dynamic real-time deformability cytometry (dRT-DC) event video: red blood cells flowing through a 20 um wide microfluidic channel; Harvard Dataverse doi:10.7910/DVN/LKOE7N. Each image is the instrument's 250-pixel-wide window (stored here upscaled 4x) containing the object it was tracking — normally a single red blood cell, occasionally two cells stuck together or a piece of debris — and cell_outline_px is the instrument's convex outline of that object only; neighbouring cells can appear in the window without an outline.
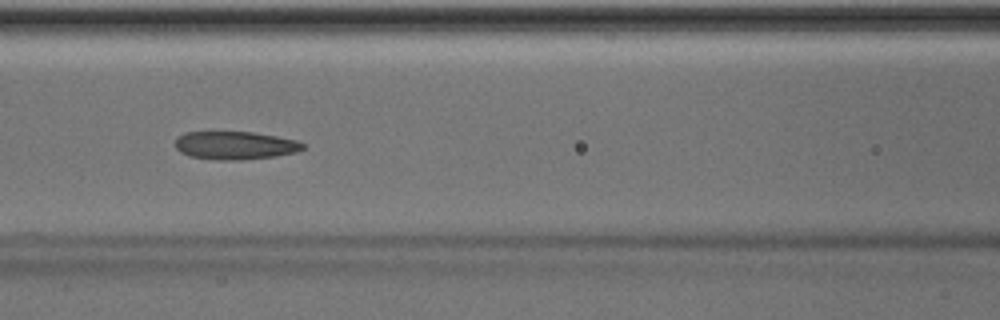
{"species": "Egyptian fruit bat (a non-hibernating species)", "species_latin": "Rousettus aegyptiacus", "temperature_condition": "room temperature", "stored_images_in_passage": 50, "camera_frame_rate_fps": 3000, "um_per_image_px": 0.085, "animal": {"sex": "male"}, "frame": {"image": 1, "passage_image": 22, "time_ms": 7.0, "image_size_px": [1000, 320], "cell_outline_px": [[308, 144], [304, 148], [296, 152], [276, 156], [240, 160], [216, 160], [188, 156], [180, 152], [176, 148], [176, 136], [184, 132], [252, 132], [276, 136], [296, 140]], "centroid_in_image_um": [19.98, 12.36], "position_along_channel_um": 146.6, "area_um2": 21.1}, "authors_computed_cell_mechanics": {"area_um2": 21.675, "velocity_mm_per_s": 4.0111, "shape_relaxation_time_tau1_ms": 5.1519, "shape_relaxation_time_tau2_ms": 2.3867, "deformation_change_tau1": 0.1383, "deformation_change_tau2": 0.0956}}